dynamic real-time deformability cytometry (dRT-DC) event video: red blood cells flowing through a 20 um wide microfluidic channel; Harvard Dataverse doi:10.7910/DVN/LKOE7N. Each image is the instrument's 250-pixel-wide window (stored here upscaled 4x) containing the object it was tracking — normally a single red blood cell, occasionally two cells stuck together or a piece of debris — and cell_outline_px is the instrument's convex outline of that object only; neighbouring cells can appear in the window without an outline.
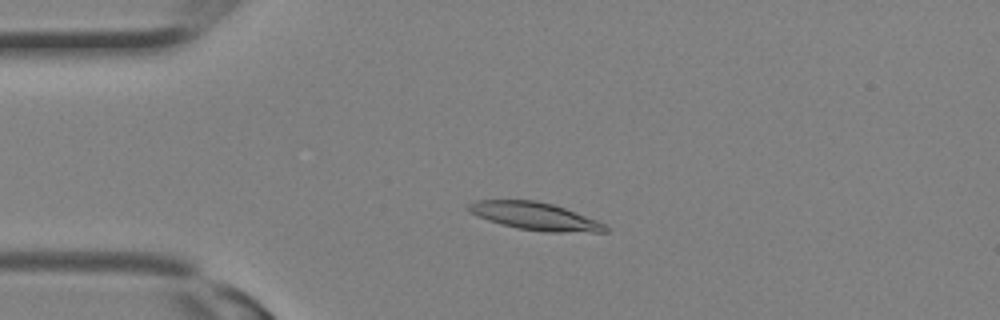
{"species": "Egyptian fruit bat (a non-hibernating species)", "species_latin": "Rousettus aegyptiacus", "temperature_condition": "room temperature", "stored_images_in_passage": 15, "camera_frame_rate_fps": 3000, "um_per_image_px": 0.085, "animal": {"sex": "female"}, "frame": {"image": 1, "passage_image": 6, "time_ms": 1.667, "image_size_px": [1000, 320], "cell_outline_px": [[608, 232], [548, 232], [516, 228], [500, 224], [488, 220], [464, 208], [468, 204], [476, 200], [536, 200], [552, 204], [564, 208], [596, 220], [604, 224], [608, 228]], "centroid_in_image_um": [45.46, 18.38], "position_along_channel_um": 39.5, "area_um2": 21.85}}
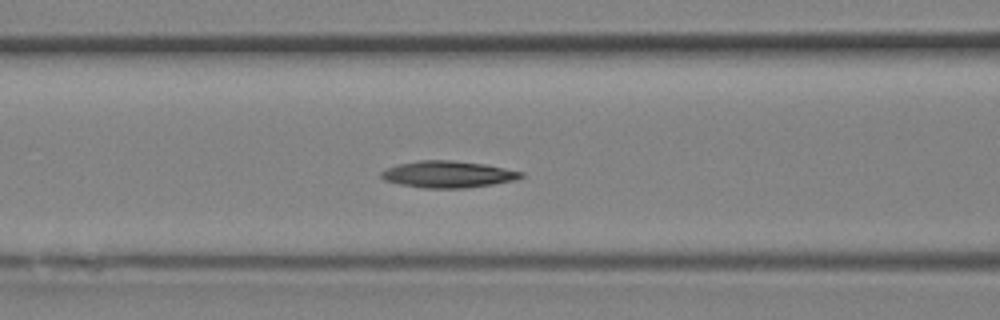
{"frame": {"image": 2, "passage_image": 11, "time_ms": 3.333, "image_size_px": [1000, 320], "cell_outline_px": [[524, 176], [512, 180], [492, 184], [464, 188], [424, 188], [400, 184], [384, 180], [380, 176], [380, 172], [396, 164], [420, 160], [452, 160], [484, 164], [524, 172]], "centroid_in_image_um": [38.04, 14.81], "position_along_channel_um": 128.6, "area_um2": 21.62}}
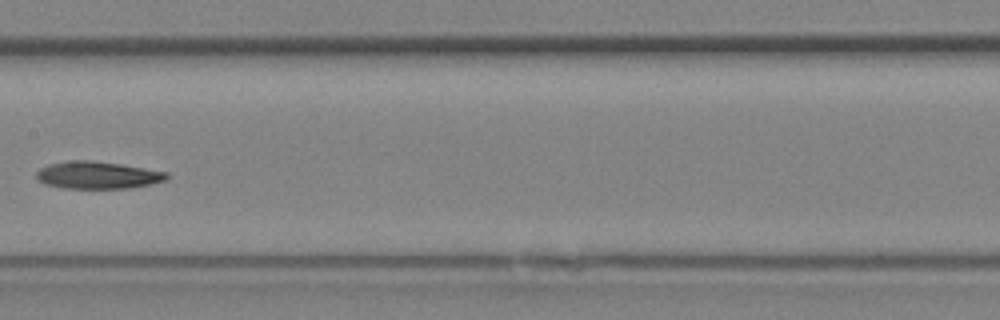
{"frame": {"image": 3, "passage_image": 14, "time_ms": 4.333, "image_size_px": [1000, 320], "cell_outline_px": [[168, 180], [152, 184], [128, 188], [64, 188], [44, 184], [36, 176], [36, 172], [40, 168], [48, 164], [68, 160], [88, 160], [120, 164], [168, 172]], "centroid_in_image_um": [8.3, 14.88], "position_along_channel_um": 199.1, "area_um2": 20.75}}